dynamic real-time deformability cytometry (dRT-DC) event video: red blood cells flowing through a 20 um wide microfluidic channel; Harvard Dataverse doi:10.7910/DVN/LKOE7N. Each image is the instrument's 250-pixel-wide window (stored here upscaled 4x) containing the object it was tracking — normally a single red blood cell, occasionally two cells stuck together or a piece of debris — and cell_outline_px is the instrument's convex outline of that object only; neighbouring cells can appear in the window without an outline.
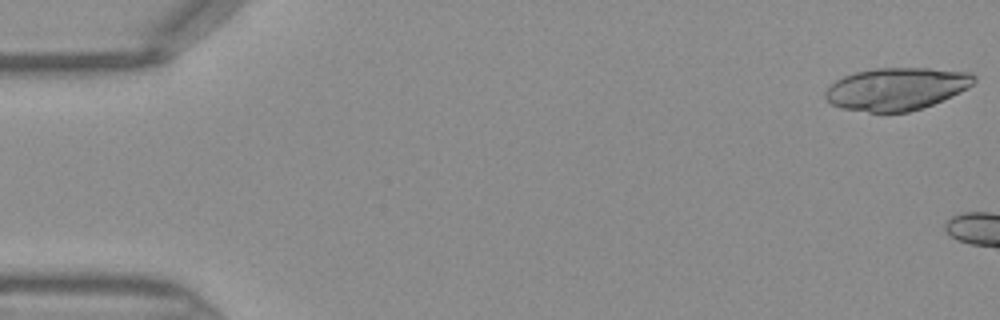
{"species": "Egyptian fruit bat (a non-hibernating species)", "species_latin": "Rousettus aegyptiacus", "temperature_condition": "warm", "stored_images_in_passage": 4, "camera_frame_rate_fps": 3000, "um_per_image_px": 0.085, "frame": {"image": 1, "passage_image": 1, "time_ms": 0.0, "image_size_px": [1000, 320], "cell_outline_px": [[976, 80], [968, 88], [960, 92], [932, 104], [908, 112], [868, 112], [840, 108], [832, 104], [824, 96], [824, 92], [836, 80], [844, 76], [856, 72], [876, 68], [928, 68], [972, 72], [976, 76]], "centroid_in_image_um": [76.21, 7.54], "position_along_channel_um": 8.8, "area_um2": 36.7}}